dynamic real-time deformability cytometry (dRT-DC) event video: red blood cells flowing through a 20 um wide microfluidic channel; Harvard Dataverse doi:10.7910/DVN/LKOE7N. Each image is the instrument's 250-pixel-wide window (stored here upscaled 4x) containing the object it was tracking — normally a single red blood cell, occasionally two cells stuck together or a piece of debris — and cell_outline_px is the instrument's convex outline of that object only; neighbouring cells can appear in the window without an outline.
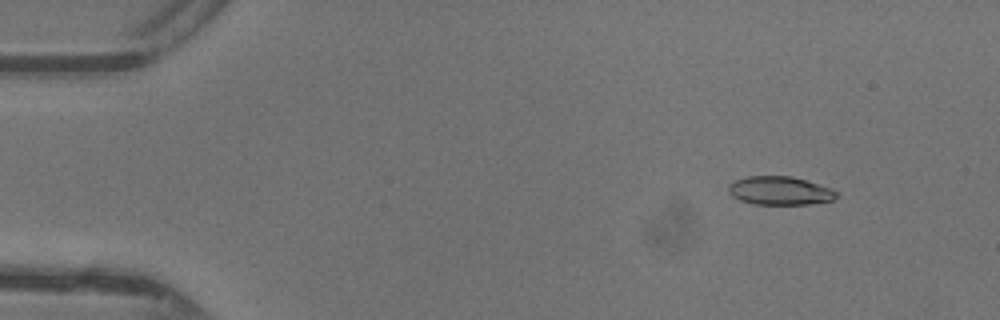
{"species": "common noctule bat (a hibernating species)", "species_latin": "Nyctalus noctula", "temperature_condition": "warm", "stored_images_in_passage": 17, "camera_frame_rate_fps": 3000, "um_per_image_px": 0.085, "animal": {"sex": "female"}, "frame": {"image": 1, "passage_image": 6, "time_ms": 1.667, "image_size_px": [1000, 320], "cell_outline_px": [[836, 196], [832, 200], [808, 204], [752, 204], [740, 200], [732, 196], [728, 192], [728, 188], [736, 180], [748, 176], [792, 176], [832, 188], [836, 192]], "centroid_in_image_um": [66.28, 16.21], "position_along_channel_um": 18.7, "area_um2": 17.74}}
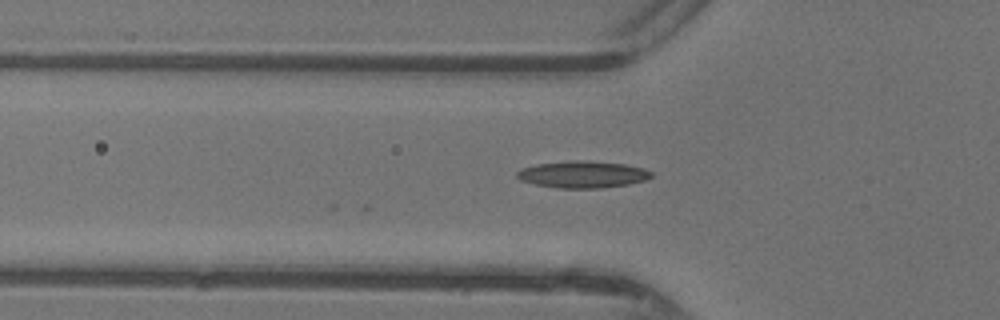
{"frame": {"image": 2, "passage_image": 17, "time_ms": 5.333, "image_size_px": [1000, 320], "cell_outline_px": [[652, 176], [644, 180], [628, 184], [600, 188], [560, 188], [536, 184], [520, 180], [516, 176], [516, 172], [524, 168], [536, 164], [572, 160], [584, 160], [624, 164], [644, 168], [652, 172]], "centroid_in_image_um": [49.53, 14.82], "position_along_channel_um": 76.3, "area_um2": 20.87}}